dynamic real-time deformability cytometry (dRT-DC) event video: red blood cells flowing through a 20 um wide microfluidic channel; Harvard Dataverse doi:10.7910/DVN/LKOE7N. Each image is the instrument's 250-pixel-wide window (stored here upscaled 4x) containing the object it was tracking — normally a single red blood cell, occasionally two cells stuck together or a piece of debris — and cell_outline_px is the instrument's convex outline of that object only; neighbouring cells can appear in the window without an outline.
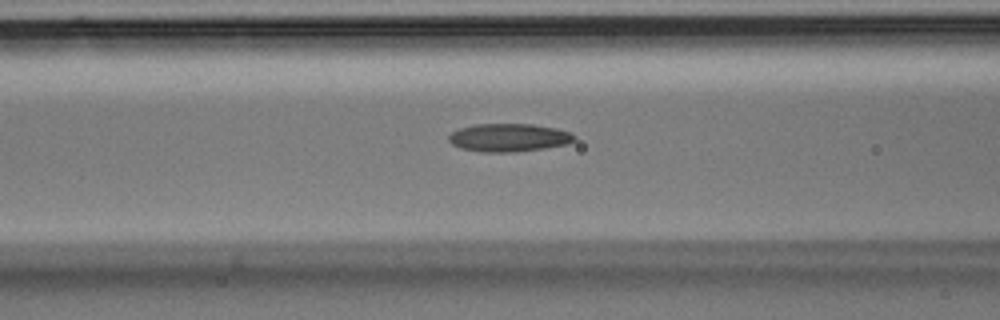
{"species": "Egyptian fruit bat (a non-hibernating species)", "species_latin": "Rousettus aegyptiacus", "temperature_condition": "room temperature", "stored_images_in_passage": 41, "camera_frame_rate_fps": 3000, "um_per_image_px": 0.085, "animal": {"sex": "male"}, "frame": {"image": 1, "passage_image": 13, "time_ms": 4.0, "image_size_px": [1000, 320], "cell_outline_px": [[576, 140], [568, 144], [544, 148], [516, 152], [480, 152], [460, 148], [452, 144], [448, 140], [448, 136], [452, 132], [460, 128], [476, 124], [532, 124], [556, 128], [572, 132], [576, 136]], "centroid_in_image_um": [43.28, 11.7], "position_along_channel_um": 123.3, "area_um2": 20.75}}
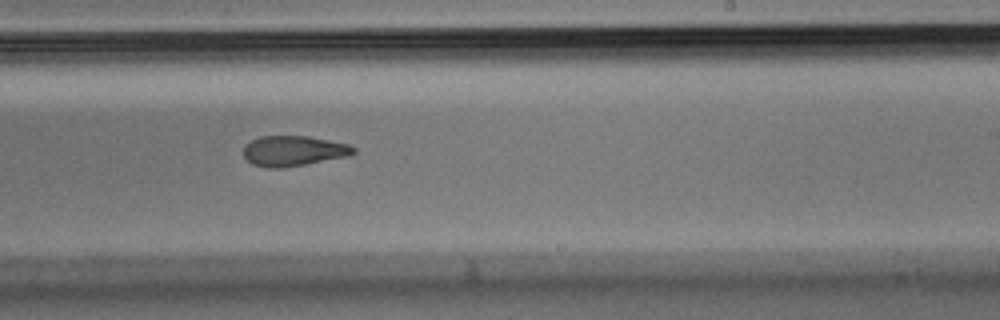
{"frame": {"image": 2, "passage_image": 23, "time_ms": 7.333, "image_size_px": [1000, 320], "cell_outline_px": [[356, 152], [348, 156], [304, 164], [280, 168], [268, 168], [252, 164], [244, 156], [244, 148], [252, 140], [260, 136], [308, 136], [348, 144], [356, 148]], "centroid_in_image_um": [24.96, 12.82], "position_along_channel_um": 264.0, "area_um2": 19.19}}
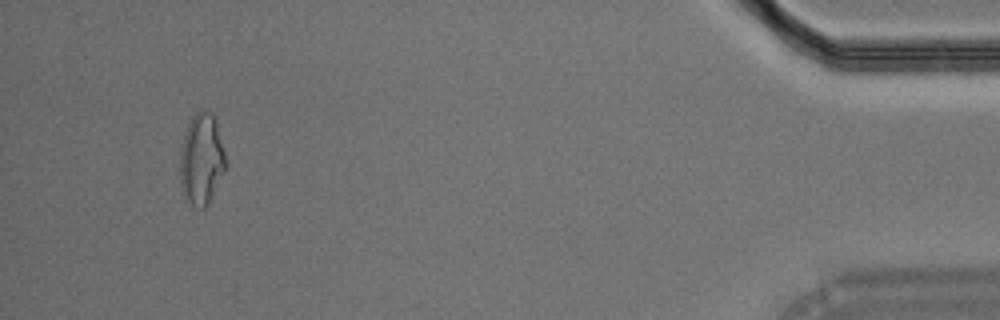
{"frame": {"image": 3, "passage_image": 39, "time_ms": 12.667, "image_size_px": [1000, 320], "cell_outline_px": [[224, 172], [208, 204], [204, 208], [200, 208], [184, 200], [180, 184], [180, 148], [188, 124], [192, 116], [196, 112], [204, 108], [212, 112], [216, 116], [224, 152]], "centroid_in_image_um": [17.11, 13.5], "position_along_channel_um": 418.1, "area_um2": 24.45}}